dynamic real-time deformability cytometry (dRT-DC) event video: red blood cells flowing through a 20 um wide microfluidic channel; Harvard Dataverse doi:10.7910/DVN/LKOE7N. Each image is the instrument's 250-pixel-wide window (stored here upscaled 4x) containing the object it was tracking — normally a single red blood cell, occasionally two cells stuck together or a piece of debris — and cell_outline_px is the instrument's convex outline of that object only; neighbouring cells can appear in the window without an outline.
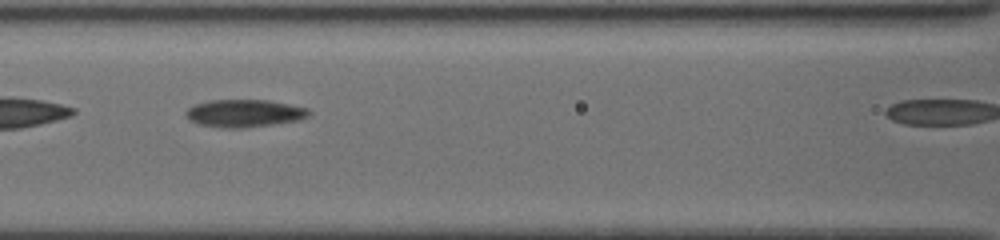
{"species": "common noctule bat (a hibernating species)", "species_latin": "Nyctalus noctula", "temperature_condition": "cold", "stored_images_in_passage": 26, "camera_frame_rate_fps": 3000, "um_per_image_px": 0.085, "animal": {"sex": "female", "body_mass_g": 19.5, "forearm_length_mm": 54.1}, "frame": {"image": 1, "passage_image": 11, "time_ms": 1.667, "image_size_px": [1000, 240], "cell_outline_px": [[312, 112], [308, 116], [300, 120], [244, 128], [224, 128], [200, 124], [192, 120], [188, 116], [188, 108], [196, 104], [212, 100], [268, 100], [308, 108]], "centroid_in_image_um": [20.84, 9.63], "position_along_channel_um": 145.8, "area_um2": 19.48}}